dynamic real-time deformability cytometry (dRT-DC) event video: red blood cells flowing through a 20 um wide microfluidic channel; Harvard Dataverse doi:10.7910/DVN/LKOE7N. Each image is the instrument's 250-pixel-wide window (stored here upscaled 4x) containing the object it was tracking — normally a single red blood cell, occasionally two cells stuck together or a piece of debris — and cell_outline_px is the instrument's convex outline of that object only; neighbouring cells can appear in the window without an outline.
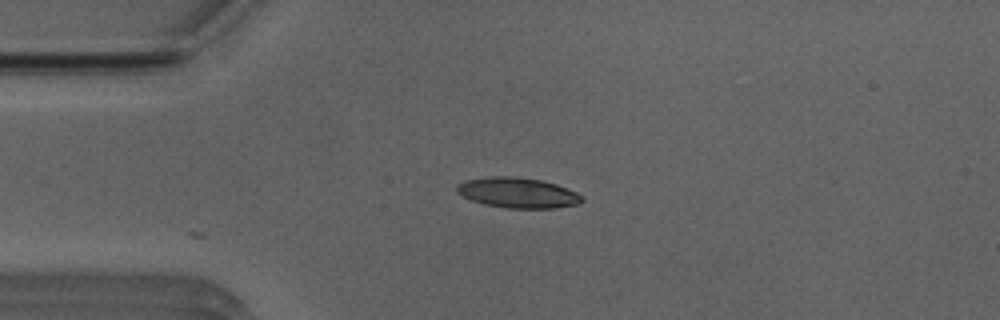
{"species": "Egyptian fruit bat (a non-hibernating species)", "species_latin": "Rousettus aegyptiacus", "temperature_condition": "room temperature", "stored_images_in_passage": 13, "camera_frame_rate_fps": 3000, "um_per_image_px": 0.085, "animal": {"sex": "male"}, "frame": {"image": 1, "passage_image": 1, "time_ms": 0.0, "image_size_px": [1000, 320], "cell_outline_px": [[584, 200], [576, 204], [556, 208], [504, 208], [484, 204], [472, 200], [456, 192], [456, 184], [464, 180], [488, 176], [516, 176], [540, 180], [556, 184], [576, 192], [584, 196]], "centroid_in_image_um": [43.98, 16.38], "position_along_channel_um": 41.0, "area_um2": 22.25}}
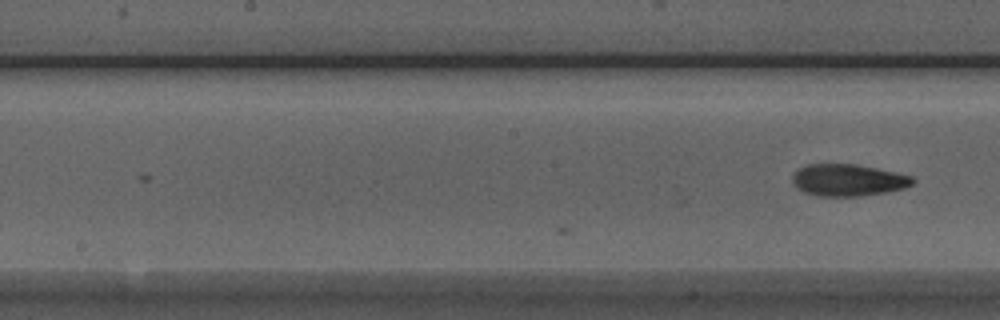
{"frame": {"image": 2, "passage_image": 13, "time_ms": 4.0, "image_size_px": [1000, 320], "cell_outline_px": [[916, 180], [912, 184], [904, 188], [884, 192], [860, 196], [816, 196], [804, 192], [796, 188], [792, 184], [792, 176], [800, 168], [808, 164], [856, 164], [896, 172], [912, 176]], "centroid_in_image_um": [72.07, 15.31], "position_along_channel_um": 176.1, "area_um2": 22.37}}